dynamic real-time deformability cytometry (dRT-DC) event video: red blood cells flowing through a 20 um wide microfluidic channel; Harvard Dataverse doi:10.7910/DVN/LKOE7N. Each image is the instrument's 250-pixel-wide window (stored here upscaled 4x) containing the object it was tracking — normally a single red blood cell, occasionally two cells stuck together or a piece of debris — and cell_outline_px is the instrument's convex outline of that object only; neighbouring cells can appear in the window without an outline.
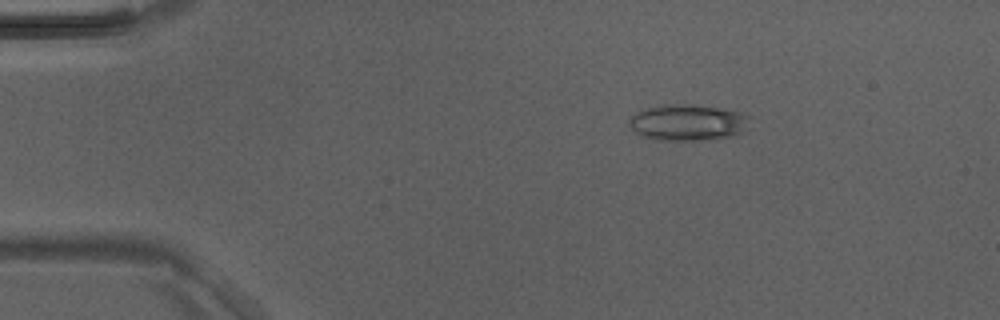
{"species": "Egyptian fruit bat (a non-hibernating species)", "species_latin": "Rousettus aegyptiacus", "temperature_condition": "room temperature", "stored_images_in_passage": 6, "camera_frame_rate_fps": 3000, "um_per_image_px": 0.085, "animal": {"sex": "male"}, "frame": {"image": 1, "passage_image": 3, "time_ms": 0.667, "image_size_px": [1000, 320], "cell_outline_px": [[752, 128], [732, 136], [708, 140], [656, 140], [644, 136], [636, 132], [628, 124], [628, 116], [640, 108], [664, 104], [692, 104], [720, 108], [752, 116]], "centroid_in_image_um": [58.48, 10.4], "position_along_channel_um": 26.5, "area_um2": 26.24}}